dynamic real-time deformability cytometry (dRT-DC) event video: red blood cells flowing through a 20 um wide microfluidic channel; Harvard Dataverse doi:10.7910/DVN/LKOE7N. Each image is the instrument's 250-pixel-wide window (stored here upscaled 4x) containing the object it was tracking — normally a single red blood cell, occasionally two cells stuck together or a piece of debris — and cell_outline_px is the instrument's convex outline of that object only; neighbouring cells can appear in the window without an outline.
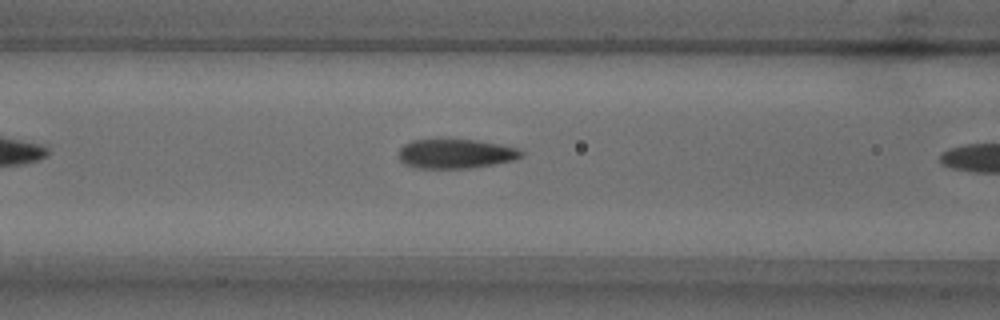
{"species": "common noctule bat (a hibernating species)", "species_latin": "Nyctalus noctula", "temperature_condition": "warm", "stored_images_in_passage": 9, "camera_frame_rate_fps": 3000, "um_per_image_px": 0.085, "animal": {"sex": "male", "body_mass_g": 18.8}, "frame": {"image": 1, "passage_image": 8, "time_ms": 2.333, "image_size_px": [1000, 320], "cell_outline_px": [[524, 156], [512, 160], [492, 164], [468, 168], [416, 168], [404, 164], [400, 160], [400, 148], [404, 144], [412, 140], [476, 140], [500, 144], [520, 148], [524, 152]], "centroid_in_image_um": [38.76, 13.07], "position_along_channel_um": 127.8, "area_um2": 20.87}}